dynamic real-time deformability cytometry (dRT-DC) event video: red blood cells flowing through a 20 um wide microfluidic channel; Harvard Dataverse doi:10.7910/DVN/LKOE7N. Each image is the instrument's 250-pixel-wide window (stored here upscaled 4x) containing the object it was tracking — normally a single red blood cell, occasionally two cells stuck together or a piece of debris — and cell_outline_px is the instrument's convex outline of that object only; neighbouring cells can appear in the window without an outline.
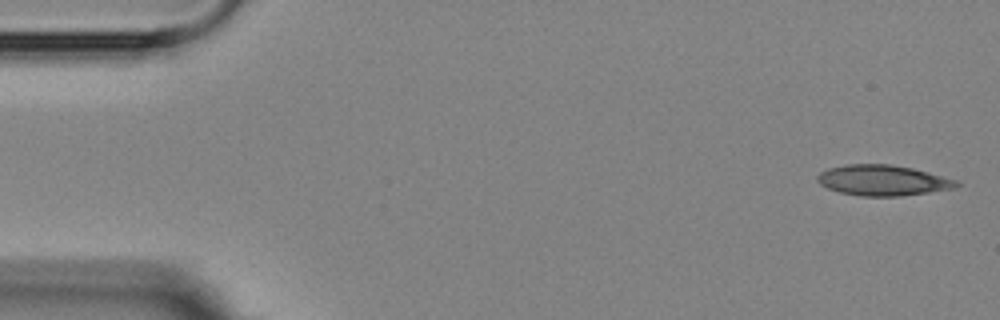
{"species": "Egyptian fruit bat (a non-hibernating species)", "species_latin": "Rousettus aegyptiacus", "temperature_condition": "room temperature", "stored_images_in_passage": 6, "segment_of_instrument_passage": [2, 2], "camera_frame_rate_fps": 3000, "um_per_image_px": 0.085, "animal": {"sex": "female"}, "frame": {"image": 1, "passage_image": 6, "time_ms": 6.0, "image_size_px": [1000, 320], "cell_outline_px": [[960, 184], [956, 188], [900, 196], [860, 196], [840, 192], [828, 188], [820, 184], [816, 180], [816, 176], [820, 172], [828, 168], [848, 164], [892, 164], [912, 168], [960, 180]], "centroid_in_image_um": [75.06, 15.32], "position_along_channel_um": 9.9, "area_um2": 24.91}}